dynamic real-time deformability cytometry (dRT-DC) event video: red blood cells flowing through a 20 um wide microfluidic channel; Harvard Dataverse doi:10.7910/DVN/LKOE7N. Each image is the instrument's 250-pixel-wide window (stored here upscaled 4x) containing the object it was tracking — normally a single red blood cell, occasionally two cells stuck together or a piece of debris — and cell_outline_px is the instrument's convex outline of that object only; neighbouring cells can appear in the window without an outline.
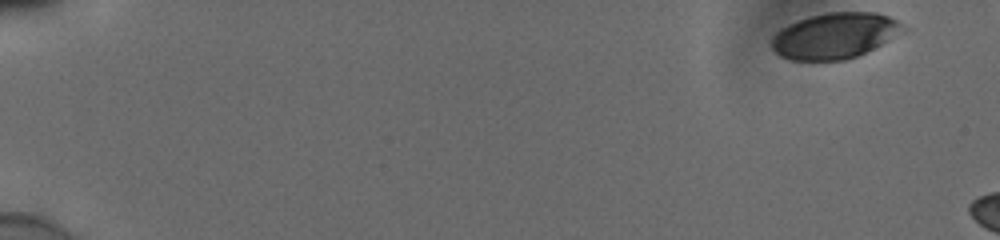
{"species": "human", "species_latin": "Homo sapiens", "temperature_condition": "cold", "stored_images_in_passage": 16, "camera_frame_rate_fps": 3000, "um_per_image_px": 0.085, "donor": {"sex": "male"}, "frame": {"image": 1, "passage_image": 1, "time_ms": 0.0, "image_size_px": [1000, 240], "cell_outline_px": [[908, 28], [904, 32], [856, 56], [844, 60], [792, 60], [780, 56], [772, 48], [772, 36], [780, 28], [788, 24], [808, 16], [828, 12], [876, 12], [888, 16], [904, 24]], "centroid_in_image_um": [70.95, 3.02], "position_along_channel_um": 14.0, "area_um2": 35.03}}